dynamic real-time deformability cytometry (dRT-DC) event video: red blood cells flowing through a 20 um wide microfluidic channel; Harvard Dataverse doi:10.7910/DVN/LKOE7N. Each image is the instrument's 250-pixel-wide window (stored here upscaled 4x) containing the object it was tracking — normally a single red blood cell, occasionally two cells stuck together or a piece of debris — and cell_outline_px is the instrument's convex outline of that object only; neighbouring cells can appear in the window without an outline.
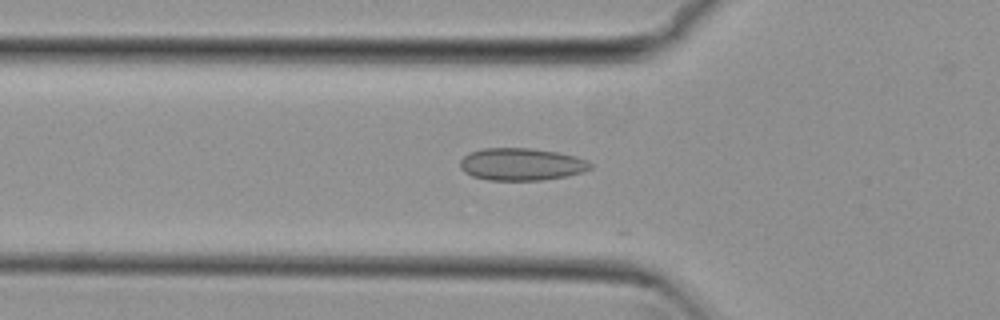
{"species": "common noctule bat (a hibernating species)", "species_latin": "Nyctalus noctula", "temperature_condition": "cold", "stored_images_in_passage": 24, "camera_frame_rate_fps": 3000, "um_per_image_px": 0.085, "animal": {"sex": "female", "body_mass_g": 29.2, "forearm_length_mm": 56.3}, "frame": {"image": 1, "passage_image": 16, "time_ms": 5.0, "image_size_px": [1000, 320], "cell_outline_px": [[592, 168], [568, 176], [540, 180], [488, 180], [472, 176], [464, 172], [460, 168], [460, 160], [464, 156], [472, 152], [484, 148], [532, 148], [556, 152], [576, 156], [592, 164]], "centroid_in_image_um": [44.3, 13.96], "position_along_channel_um": 81.5, "area_um2": 24.45}}
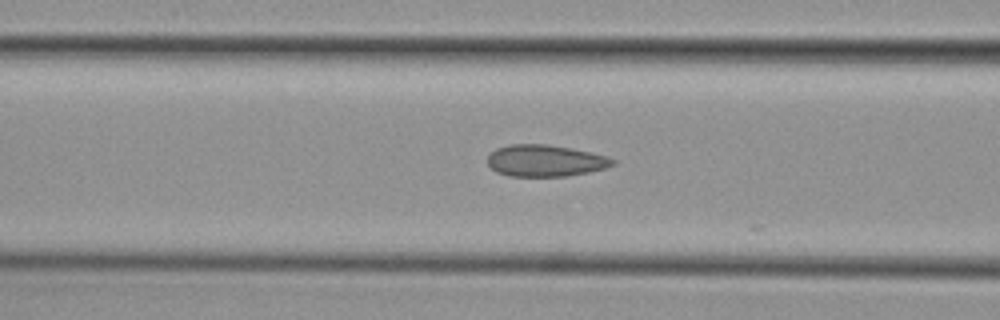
{"frame": {"image": 2, "passage_image": 19, "time_ms": 6.0, "image_size_px": [1000, 320], "cell_outline_px": [[616, 164], [604, 168], [588, 172], [568, 176], [508, 176], [496, 172], [488, 164], [488, 156], [496, 148], [512, 144], [548, 144], [572, 148], [592, 152], [608, 156], [616, 160]], "centroid_in_image_um": [46.37, 13.65], "position_along_channel_um": 120.2, "area_um2": 23.24}}
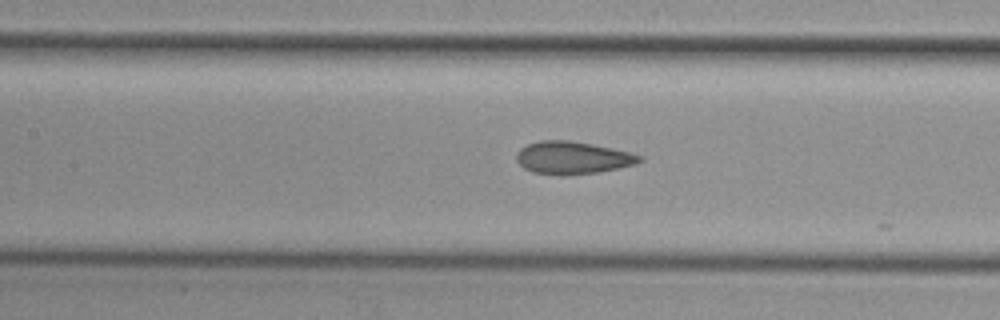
{"frame": {"image": 3, "passage_image": 22, "time_ms": 7.0, "image_size_px": [1000, 320], "cell_outline_px": [[644, 160], [636, 164], [600, 172], [532, 172], [524, 168], [516, 160], [516, 152], [520, 148], [528, 144], [540, 140], [568, 140], [592, 144], [632, 152], [644, 156]], "centroid_in_image_um": [48.72, 13.36], "position_along_channel_um": 158.7, "area_um2": 22.72}}